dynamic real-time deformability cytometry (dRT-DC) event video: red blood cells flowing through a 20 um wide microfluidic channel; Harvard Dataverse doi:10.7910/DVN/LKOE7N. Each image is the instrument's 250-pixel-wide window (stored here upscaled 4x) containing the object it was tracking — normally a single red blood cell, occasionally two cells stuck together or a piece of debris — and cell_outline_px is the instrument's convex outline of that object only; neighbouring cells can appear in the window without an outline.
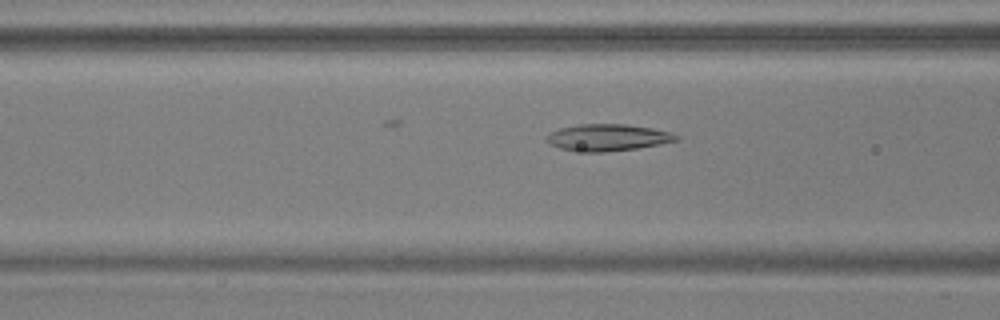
{"species": "common noctule bat (a hibernating species)", "species_latin": "Nyctalus noctula", "temperature_condition": "warm", "stored_images_in_passage": 38, "camera_frame_rate_fps": 3000, "um_per_image_px": 0.085, "animal": {"sex": "male", "body_mass_g": 17.9, "forearm_length_mm": 54.2}, "frame": {"image": 1, "passage_image": 4, "time_ms": 1.0, "image_size_px": [1000, 320], "cell_outline_px": [[680, 140], [660, 144], [636, 148], [604, 152], [588, 152], [560, 148], [544, 140], [544, 136], [560, 128], [576, 124], [624, 124], [652, 128], [672, 132], [680, 136]], "centroid_in_image_um": [51.67, 11.68], "position_along_channel_um": 114.9, "area_um2": 20.23}}
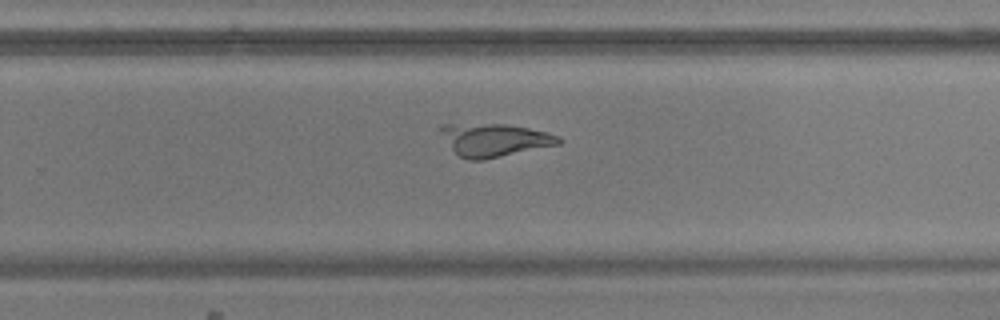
{"frame": {"image": 2, "passage_image": 18, "time_ms": 5.667, "image_size_px": [1000, 320], "cell_outline_px": [[564, 140], [560, 144], [484, 160], [468, 160], [460, 156], [452, 148], [440, 132], [440, 124], [504, 124], [528, 128], [548, 132], [560, 136]], "centroid_in_image_um": [42.07, 11.89], "position_along_channel_um": 287.7, "area_um2": 22.54}}
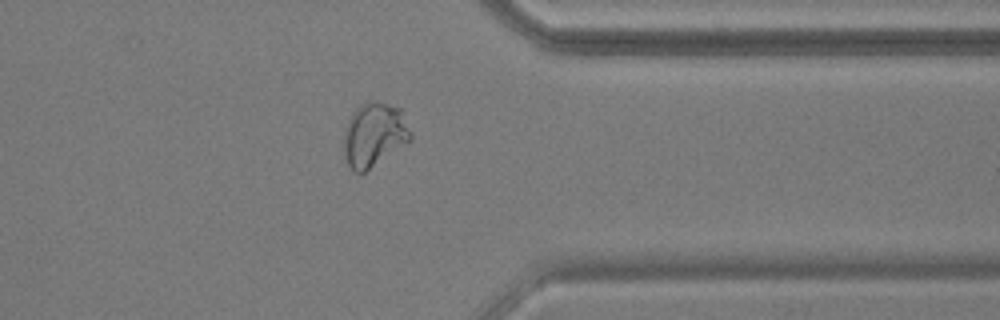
{"frame": {"image": 3, "passage_image": 26, "time_ms": 8.333, "image_size_px": [1000, 320], "cell_outline_px": [[412, 140], [364, 172], [356, 172], [348, 164], [344, 156], [344, 132], [348, 120], [352, 112], [360, 104], [368, 100], [372, 100], [400, 108], [412, 132]], "centroid_in_image_um": [31.81, 11.42], "position_along_channel_um": 379.6, "area_um2": 24.91}}